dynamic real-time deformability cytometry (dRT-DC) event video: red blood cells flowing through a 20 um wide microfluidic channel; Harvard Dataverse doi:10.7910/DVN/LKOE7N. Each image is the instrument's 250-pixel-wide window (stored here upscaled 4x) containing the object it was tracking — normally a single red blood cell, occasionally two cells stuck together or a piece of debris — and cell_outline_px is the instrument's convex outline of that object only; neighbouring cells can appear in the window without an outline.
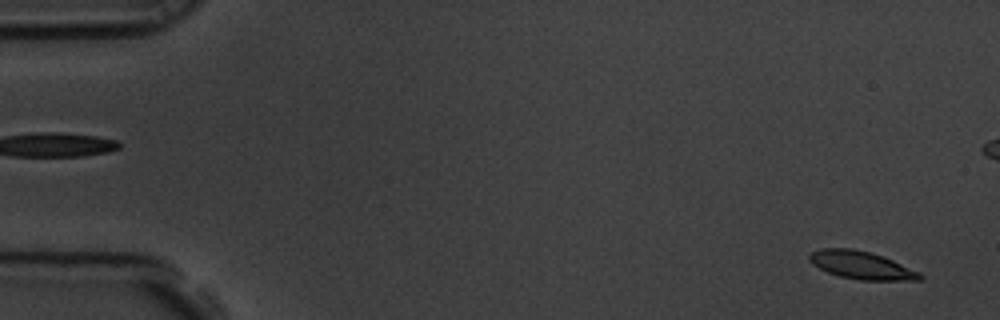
{"species": "common noctule bat (a hibernating species)", "species_latin": "Nyctalus noctula", "temperature_condition": "room temperature", "stored_images_in_passage": 7, "segment_of_instrument_passage": [2, 2], "camera_frame_rate_fps": 3000, "um_per_image_px": 0.085, "animal": {"sex": "male", "body_mass_g": 19.5, "forearm_length_mm": 54.6}, "frame": {"image": 1, "passage_image": 7, "time_ms": 2.0, "image_size_px": [1000, 320], "cell_outline_px": [[924, 276], [920, 280], [860, 280], [840, 276], [828, 272], [812, 264], [808, 260], [808, 256], [812, 252], [820, 248], [852, 248], [884, 256], [920, 272]], "centroid_in_image_um": [73.22, 22.54], "position_along_channel_um": 11.8, "area_um2": 17.92}}